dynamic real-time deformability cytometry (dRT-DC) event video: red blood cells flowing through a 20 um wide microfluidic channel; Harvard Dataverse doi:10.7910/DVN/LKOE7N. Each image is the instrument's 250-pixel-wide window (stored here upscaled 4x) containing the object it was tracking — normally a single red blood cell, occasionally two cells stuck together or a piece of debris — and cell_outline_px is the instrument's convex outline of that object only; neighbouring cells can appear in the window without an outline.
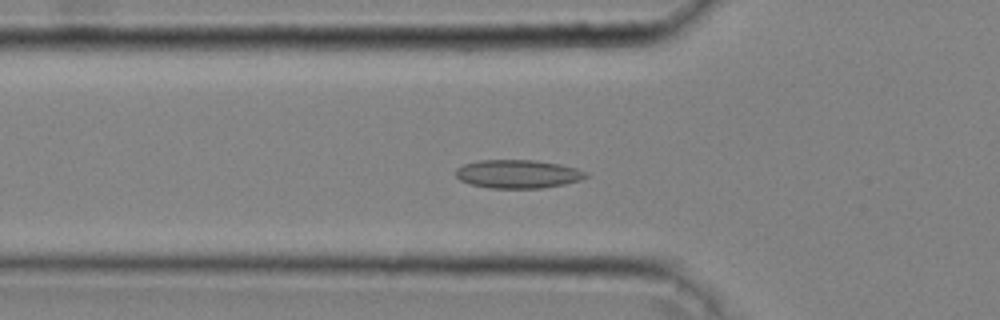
{"species": "common noctule bat (a hibernating species)", "species_latin": "Nyctalus noctula", "temperature_condition": "cold", "stored_images_in_passage": 48, "camera_frame_rate_fps": 3000, "um_per_image_px": 0.085, "animal": {"sex": "male", "body_mass_g": 20.4}, "frame": {"image": 1, "passage_image": 17, "time_ms": 5.333, "image_size_px": [1000, 320], "cell_outline_px": [[588, 176], [580, 180], [564, 184], [544, 188], [488, 188], [472, 184], [460, 180], [456, 176], [456, 168], [464, 164], [480, 160], [536, 160], [560, 164], [576, 168], [588, 172]], "centroid_in_image_um": [44.04, 14.79], "position_along_channel_um": 81.8, "area_um2": 21.62}}
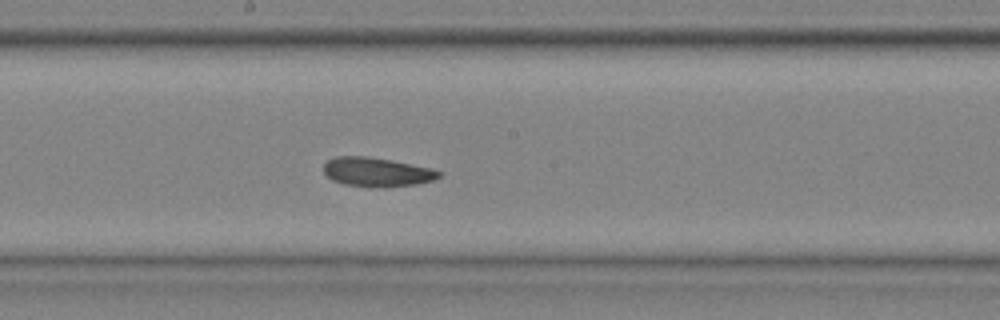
{"frame": {"image": 2, "passage_image": 27, "time_ms": 8.667, "image_size_px": [1000, 320], "cell_outline_px": [[444, 172], [440, 176], [432, 180], [416, 184], [384, 188], [344, 184], [332, 180], [324, 172], [324, 164], [328, 160], [336, 156], [368, 156], [392, 160], [432, 168]], "centroid_in_image_um": [32.06, 14.62], "position_along_channel_um": 216.1, "area_um2": 19.65}}
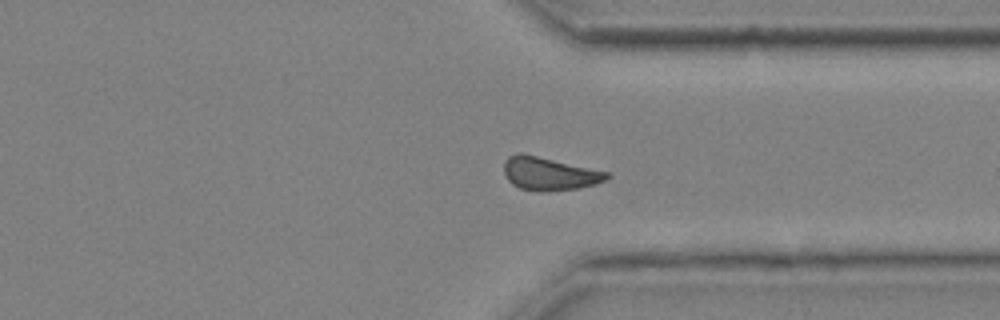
{"frame": {"image": 3, "passage_image": 38, "time_ms": 12.333, "image_size_px": [1000, 320], "cell_outline_px": [[612, 176], [608, 180], [596, 184], [580, 188], [544, 192], [540, 192], [520, 188], [512, 184], [508, 180], [504, 172], [504, 160], [508, 156], [520, 152], [612, 172]], "centroid_in_image_um": [46.75, 14.76], "position_along_channel_um": 364.6, "area_um2": 20.35}, "authors_computed_cell_mechanics": {"area_um2": 20.0855, "velocity_mm_per_s": 4.0327, "shape_relaxation_time_tau1_ms": 5.1437, "shape_relaxation_time_tau2_ms": null, "deformation_change_tau1": 0.0694, "deformation_change_tau2": null}}